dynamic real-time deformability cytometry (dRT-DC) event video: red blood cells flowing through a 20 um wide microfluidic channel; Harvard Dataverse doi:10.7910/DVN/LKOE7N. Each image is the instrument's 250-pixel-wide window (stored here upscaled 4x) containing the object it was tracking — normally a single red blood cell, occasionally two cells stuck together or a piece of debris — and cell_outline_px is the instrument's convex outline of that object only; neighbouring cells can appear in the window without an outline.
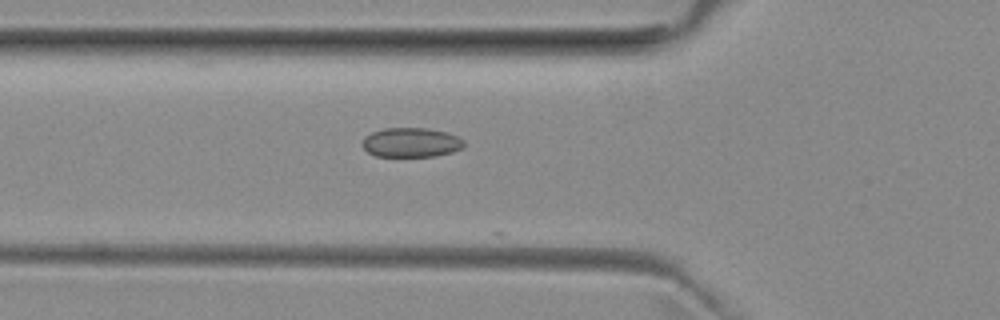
{"species": "common noctule bat (a hibernating species)", "species_latin": "Nyctalus noctula", "temperature_condition": "room temperature", "stored_images_in_passage": 20, "camera_frame_rate_fps": 3000, "um_per_image_px": 0.085, "animal": {"sex": "female", "body_mass_g": 29.2, "forearm_length_mm": 56.3}, "frame": {"image": 1, "passage_image": 18, "time_ms": 5.667, "image_size_px": [1000, 320], "cell_outline_px": [[464, 148], [452, 152], [436, 156], [376, 156], [368, 152], [360, 144], [364, 136], [372, 132], [384, 128], [428, 128], [448, 132], [464, 140]], "centroid_in_image_um": [34.94, 12.1], "position_along_channel_um": 90.9, "area_um2": 17.63}}